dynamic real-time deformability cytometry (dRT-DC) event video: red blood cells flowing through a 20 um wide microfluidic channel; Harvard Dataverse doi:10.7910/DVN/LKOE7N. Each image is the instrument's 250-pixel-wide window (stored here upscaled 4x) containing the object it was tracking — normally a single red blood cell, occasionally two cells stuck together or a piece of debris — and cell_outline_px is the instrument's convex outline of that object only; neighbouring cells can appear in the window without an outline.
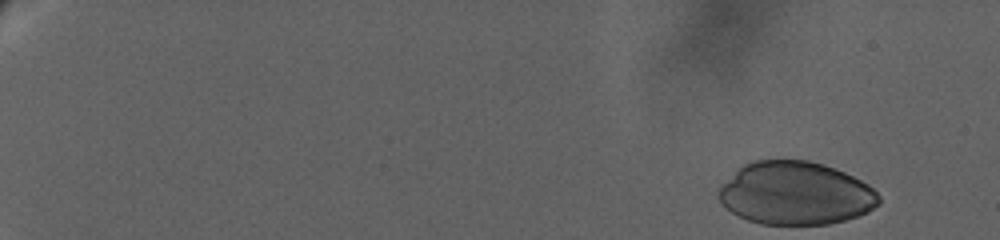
{"species": "human", "species_latin": "Homo sapiens", "temperature_condition": "warm", "stored_images_in_passage": 39, "camera_frame_rate_fps": 3000, "um_per_image_px": 0.085, "donor": {"sex": "female"}, "frame": {"image": 1, "passage_image": 1, "time_ms": 0.0, "image_size_px": [1000, 240], "cell_outline_px": [[880, 204], [868, 212], [860, 216], [828, 224], [764, 224], [748, 220], [732, 212], [720, 200], [720, 188], [744, 164], [752, 160], [808, 160], [824, 164], [844, 172], [868, 184], [880, 196]], "centroid_in_image_um": [67.68, 16.43], "position_along_channel_um": 17.3, "area_um2": 58.38}}
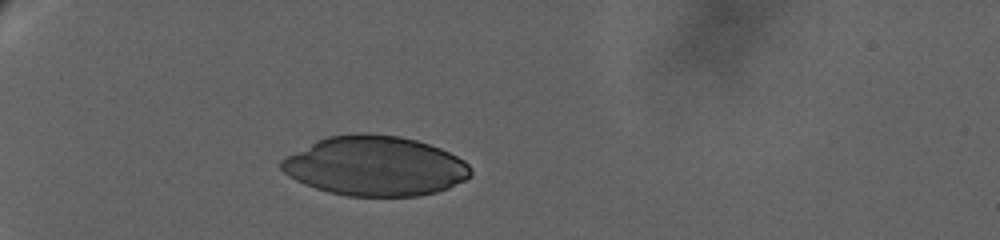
{"frame": {"image": 2, "passage_image": 34, "time_ms": 6.667, "image_size_px": [1000, 240], "cell_outline_px": [[472, 176], [448, 188], [436, 192], [416, 196], [348, 196], [328, 192], [304, 184], [296, 180], [284, 172], [280, 168], [280, 160], [316, 140], [328, 136], [352, 132], [368, 132], [400, 136], [416, 140], [440, 148], [464, 160], [472, 168]], "centroid_in_image_um": [31.88, 14.1], "position_along_channel_um": 53.1, "area_um2": 66.12}}